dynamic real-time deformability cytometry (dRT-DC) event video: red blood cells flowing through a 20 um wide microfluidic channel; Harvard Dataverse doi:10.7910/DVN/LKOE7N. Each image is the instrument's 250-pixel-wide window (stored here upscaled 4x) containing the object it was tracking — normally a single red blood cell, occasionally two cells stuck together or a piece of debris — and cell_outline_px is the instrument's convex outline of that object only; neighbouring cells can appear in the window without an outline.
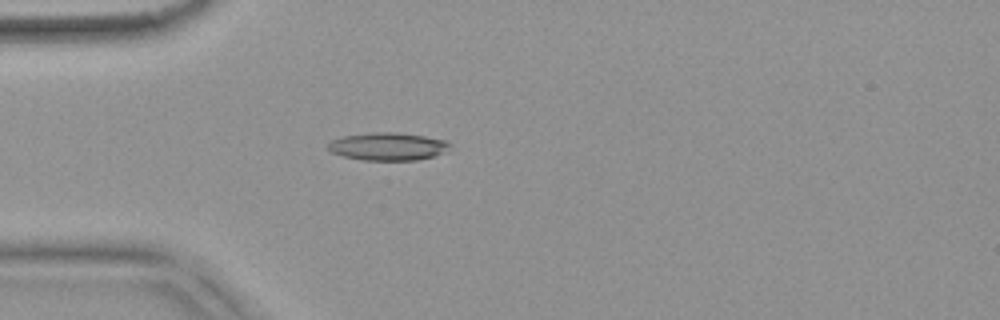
{"species": "common noctule bat (a hibernating species)", "species_latin": "Nyctalus noctula", "temperature_condition": "warm", "stored_images_in_passage": 54, "camera_frame_rate_fps": 3000, "um_per_image_px": 0.085, "animal": {"sex": "female", "body_mass_g": 18.4}, "frame": {"image": 1, "passage_image": 16, "time_ms": 5.0, "image_size_px": [1000, 320], "cell_outline_px": [[452, 144], [448, 152], [416, 160], [360, 160], [344, 156], [332, 152], [328, 148], [328, 144], [332, 140], [344, 136], [372, 132], [396, 132], [424, 136], [448, 140]], "centroid_in_image_um": [33.03, 12.44], "position_along_channel_um": 52.0, "area_um2": 19.83}}
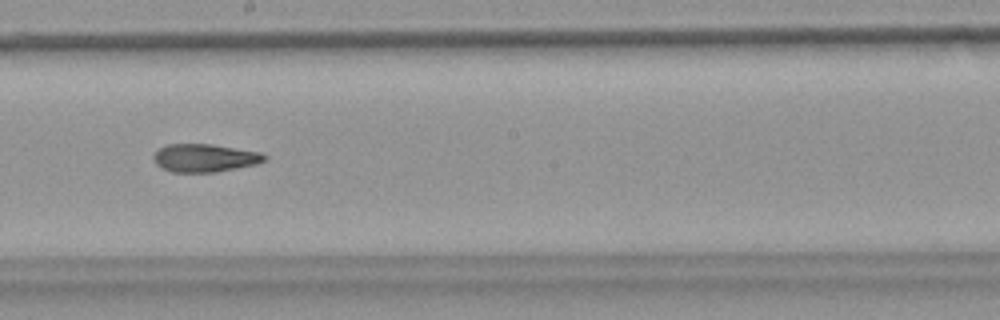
{"frame": {"image": 2, "passage_image": 31, "time_ms": 10.0, "image_size_px": [1000, 320], "cell_outline_px": [[268, 156], [264, 160], [256, 164], [216, 172], [172, 172], [160, 168], [156, 164], [152, 156], [160, 148], [168, 144], [212, 144], [260, 152]], "centroid_in_image_um": [17.38, 13.43], "position_along_channel_um": 230.8, "area_um2": 18.09}}
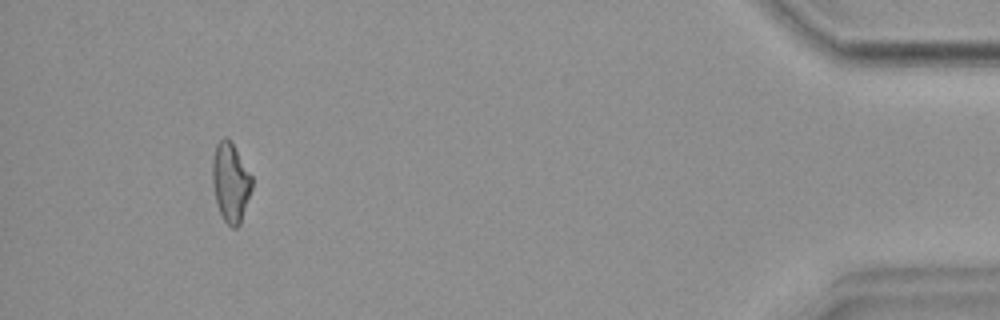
{"frame": {"image": 3, "passage_image": 51, "time_ms": 16.667, "image_size_px": [1000, 320], "cell_outline_px": [[252, 188], [240, 224], [236, 228], [232, 228], [224, 220], [220, 212], [216, 200], [212, 184], [212, 160], [216, 144], [224, 136], [232, 144], [252, 176]], "centroid_in_image_um": [19.59, 15.52], "position_along_channel_um": 415.6, "area_um2": 17.98}, "authors_computed_cell_mechanics": {"area_um2": 18.5249, "velocity_mm_per_s": 3.7652, "shape_relaxation_time_tau1_ms": null, "shape_relaxation_time_tau2_ms": 4.305, "deformation_change_tau1": null, "deformation_change_tau2": 0.1344}}